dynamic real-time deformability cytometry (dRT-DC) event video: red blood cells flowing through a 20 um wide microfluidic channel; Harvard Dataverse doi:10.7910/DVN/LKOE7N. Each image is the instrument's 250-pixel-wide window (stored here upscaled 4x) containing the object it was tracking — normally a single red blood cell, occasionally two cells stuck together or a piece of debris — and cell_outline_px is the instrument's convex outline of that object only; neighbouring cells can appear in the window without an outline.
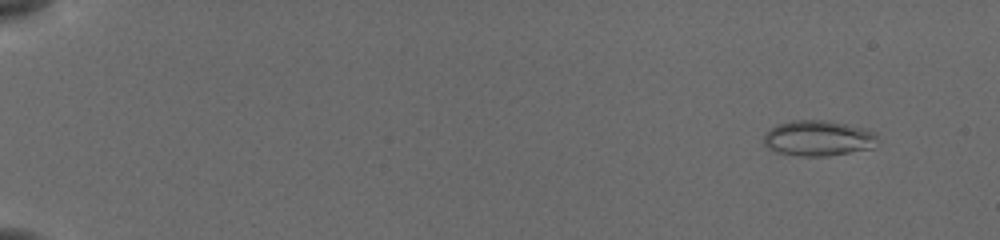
{"species": "common noctule bat (a hibernating species)", "species_latin": "Nyctalus noctula", "temperature_condition": "cold", "stored_images_in_passage": 55, "camera_frame_rate_fps": 3000, "um_per_image_px": 0.085, "animal": {"sex": "female", "body_mass_g": 19.5, "forearm_length_mm": 54.1}, "frame": {"image": 1, "passage_image": 5, "time_ms": 1.333, "image_size_px": [1000, 240], "cell_outline_px": [[876, 140], [872, 148], [824, 156], [800, 156], [776, 152], [768, 148], [764, 144], [764, 136], [772, 128], [780, 124], [792, 120], [824, 120], [868, 128], [876, 132]], "centroid_in_image_um": [69.56, 11.74], "position_along_channel_um": 15.4, "area_um2": 23.35}}
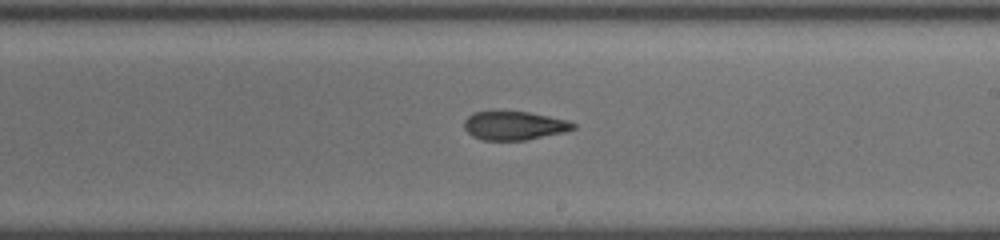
{"frame": {"image": 2, "passage_image": 35, "time_ms": 11.333, "image_size_px": [1000, 240], "cell_outline_px": [[576, 128], [564, 132], [524, 140], [480, 140], [472, 136], [464, 128], [464, 120], [472, 112], [528, 112], [568, 120], [576, 124]], "centroid_in_image_um": [43.69, 10.68], "position_along_channel_um": 245.3, "area_um2": 18.09}}
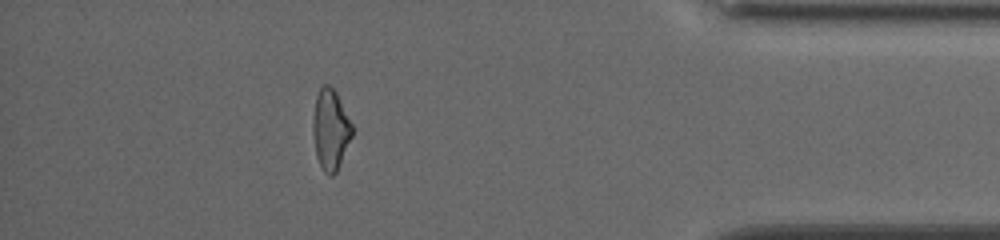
{"frame": {"image": 3, "passage_image": 50, "time_ms": 16.333, "image_size_px": [1000, 240], "cell_outline_px": [[352, 136], [336, 172], [332, 176], [328, 176], [324, 172], [316, 156], [312, 132], [312, 124], [316, 96], [320, 88], [324, 84], [328, 84], [336, 92], [352, 124]], "centroid_in_image_um": [28.08, 11.02], "position_along_channel_um": 407.1, "area_um2": 18.26}, "authors_computed_cell_mechanics": {"area_um2": 19.4208, "velocity_mm_per_s": 3.89, "shape_relaxation_time_tau1_ms": null, "shape_relaxation_time_tau2_ms": 2.4409, "deformation_change_tau1": null, "deformation_change_tau2": 0.0933}}